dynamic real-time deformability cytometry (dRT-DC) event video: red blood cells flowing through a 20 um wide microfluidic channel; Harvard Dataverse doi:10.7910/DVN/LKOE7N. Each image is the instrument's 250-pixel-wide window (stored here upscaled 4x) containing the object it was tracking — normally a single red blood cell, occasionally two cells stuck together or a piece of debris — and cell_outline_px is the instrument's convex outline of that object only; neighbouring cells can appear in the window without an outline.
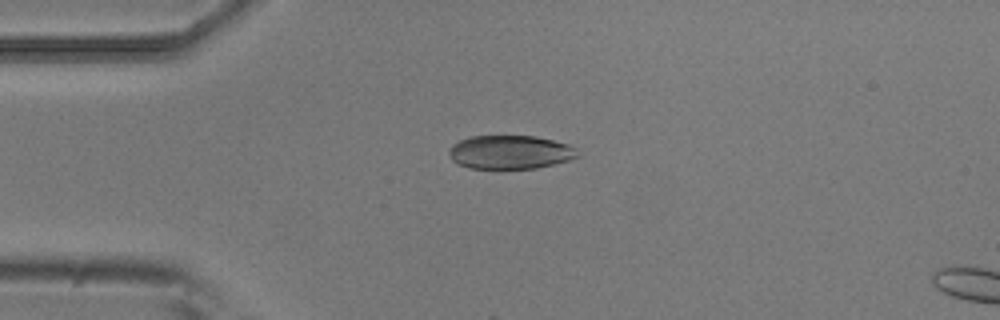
{"species": "common noctule bat (a hibernating species)", "species_latin": "Nyctalus noctula", "temperature_condition": "room temperature", "stored_images_in_passage": 4, "camera_frame_rate_fps": 3000, "um_per_image_px": 0.085, "animal": {"sex": "male", "body_mass_g": 20.5, "forearm_length_mm": 52.5}, "frame": {"image": 1, "passage_image": 3, "time_ms": 0.667, "image_size_px": [1000, 320], "cell_outline_px": [[580, 156], [568, 160], [536, 168], [496, 172], [468, 168], [456, 164], [452, 160], [448, 152], [448, 148], [452, 144], [460, 140], [472, 136], [536, 136], [568, 144], [576, 148]], "centroid_in_image_um": [43.3, 12.98], "position_along_channel_um": 41.7, "area_um2": 26.24}}